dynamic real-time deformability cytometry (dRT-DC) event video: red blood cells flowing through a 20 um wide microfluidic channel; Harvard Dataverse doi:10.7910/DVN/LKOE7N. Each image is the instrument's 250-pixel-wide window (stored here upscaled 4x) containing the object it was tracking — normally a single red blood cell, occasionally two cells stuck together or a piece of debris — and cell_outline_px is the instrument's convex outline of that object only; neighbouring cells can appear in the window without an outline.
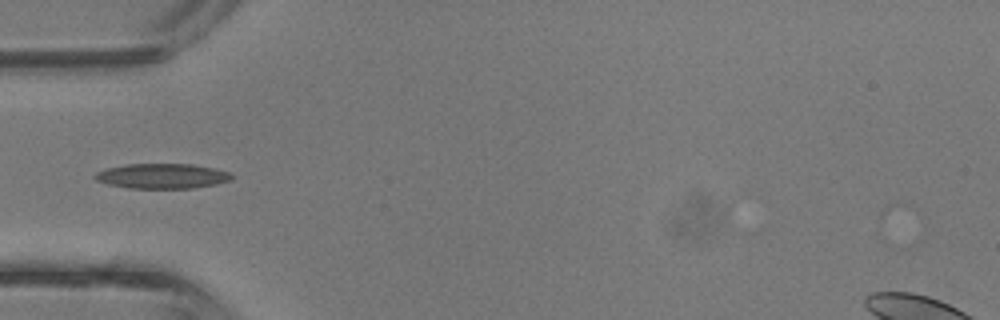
{"species": "common noctule bat (a hibernating species)", "species_latin": "Nyctalus noctula", "temperature_condition": "room temperature", "stored_images_in_passage": 5, "camera_frame_rate_fps": 3000, "um_per_image_px": 0.085, "animal": {"sex": "male", "body_mass_g": 13.3}, "frame": {"image": 1, "passage_image": 5, "time_ms": 1.333, "image_size_px": [1000, 320], "cell_outline_px": [[232, 180], [216, 184], [192, 188], [128, 188], [108, 184], [96, 180], [92, 176], [96, 172], [108, 168], [128, 164], [192, 164], [212, 168], [228, 172], [232, 176]], "centroid_in_image_um": [13.76, 14.97], "position_along_channel_um": 71.2, "area_um2": 19.77}}